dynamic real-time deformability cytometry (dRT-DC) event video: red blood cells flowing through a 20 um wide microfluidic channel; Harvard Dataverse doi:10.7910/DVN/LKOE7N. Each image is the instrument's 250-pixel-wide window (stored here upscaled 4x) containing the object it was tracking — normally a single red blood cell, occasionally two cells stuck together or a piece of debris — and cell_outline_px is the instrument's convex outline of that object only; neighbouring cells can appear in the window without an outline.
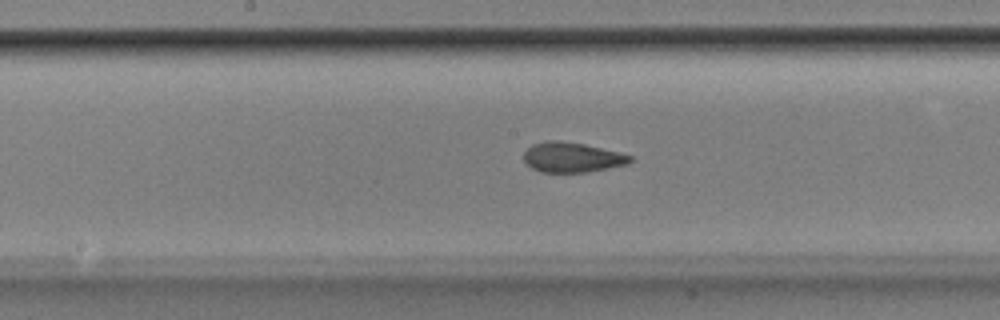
{"species": "Egyptian fruit bat (a non-hibernating species)", "species_latin": "Rousettus aegyptiacus", "temperature_condition": "room temperature", "stored_images_in_passage": 50, "camera_frame_rate_fps": 3000, "um_per_image_px": 0.085, "animal": {"sex": "male"}, "frame": {"image": 1, "passage_image": 25, "time_ms": 8.0, "image_size_px": [1000, 320], "cell_outline_px": [[632, 160], [628, 164], [588, 172], [540, 172], [532, 168], [524, 160], [524, 152], [532, 144], [548, 140], [560, 140], [584, 144], [620, 152], [632, 156]], "centroid_in_image_um": [48.63, 13.37], "position_along_channel_um": 199.6, "area_um2": 18.61}}
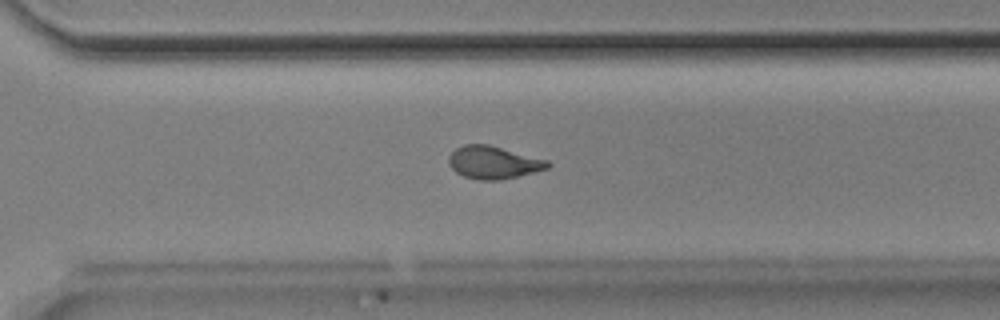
{"frame": {"image": 2, "passage_image": 35, "time_ms": 11.333, "image_size_px": [1000, 320], "cell_outline_px": [[552, 164], [548, 168], [500, 180], [480, 180], [464, 176], [456, 172], [448, 164], [448, 156], [456, 148], [464, 144], [488, 144], [548, 160]], "centroid_in_image_um": [41.92, 13.8], "position_along_channel_um": 328.7, "area_um2": 18.73}}
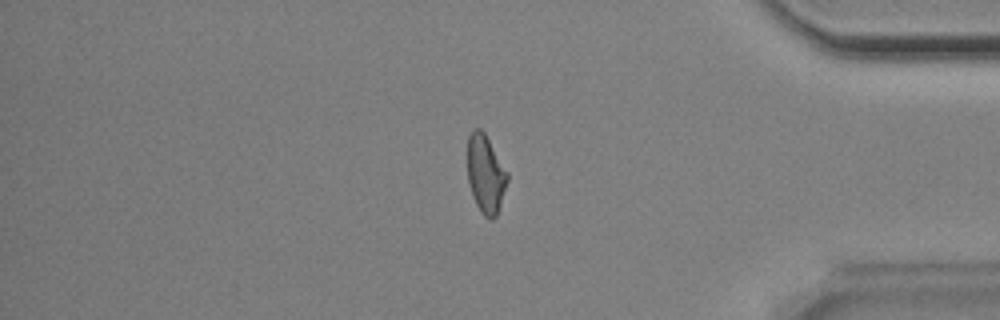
{"frame": {"image": 3, "passage_image": 42, "time_ms": 13.667, "image_size_px": [1000, 320], "cell_outline_px": [[508, 180], [496, 216], [492, 220], [484, 216], [480, 212], [472, 196], [468, 180], [468, 136], [476, 128], [480, 128], [484, 132], [508, 172]], "centroid_in_image_um": [41.28, 14.81], "position_along_channel_um": 393.9, "area_um2": 18.03}, "authors_computed_cell_mechanics": {"area_um2": 19.1029, "velocity_mm_per_s": 3.889, "shape_relaxation_time_tau1_ms": 3.2054, "shape_relaxation_time_tau2_ms": 1.6477, "deformation_change_tau1": 0.1534, "deformation_change_tau2": 0.0872}}